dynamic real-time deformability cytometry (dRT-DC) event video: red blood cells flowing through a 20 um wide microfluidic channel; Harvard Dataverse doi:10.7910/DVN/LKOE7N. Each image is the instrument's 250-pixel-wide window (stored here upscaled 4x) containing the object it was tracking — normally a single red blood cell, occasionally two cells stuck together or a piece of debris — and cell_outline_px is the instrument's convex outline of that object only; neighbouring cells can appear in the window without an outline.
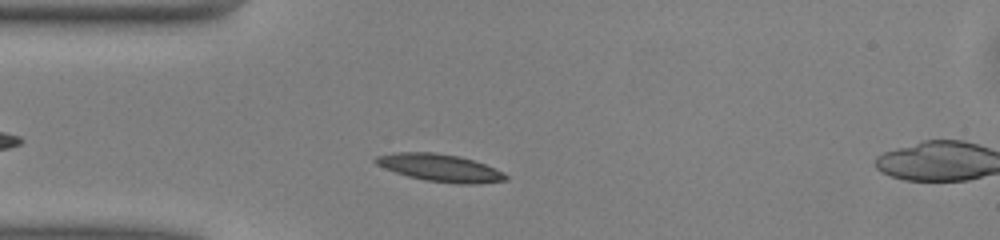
{"species": "common noctule bat (a hibernating species)", "species_latin": "Nyctalus noctula", "temperature_condition": "warm", "stored_images_in_passage": 9, "camera_frame_rate_fps": 3000, "um_per_image_px": 0.085, "animal": {"sex": "male", "body_mass_g": 13.0, "forearm_length_mm": 53.1}, "frame": {"image": 1, "passage_image": 7, "time_ms": 2.0, "image_size_px": [1000, 240], "cell_outline_px": [[508, 180], [476, 184], [456, 184], [424, 180], [408, 176], [384, 168], [376, 164], [372, 160], [376, 156], [392, 152], [436, 152], [460, 156], [484, 164], [504, 172], [508, 176]], "centroid_in_image_um": [37.39, 14.26], "position_along_channel_um": 47.6, "area_um2": 20.98}}